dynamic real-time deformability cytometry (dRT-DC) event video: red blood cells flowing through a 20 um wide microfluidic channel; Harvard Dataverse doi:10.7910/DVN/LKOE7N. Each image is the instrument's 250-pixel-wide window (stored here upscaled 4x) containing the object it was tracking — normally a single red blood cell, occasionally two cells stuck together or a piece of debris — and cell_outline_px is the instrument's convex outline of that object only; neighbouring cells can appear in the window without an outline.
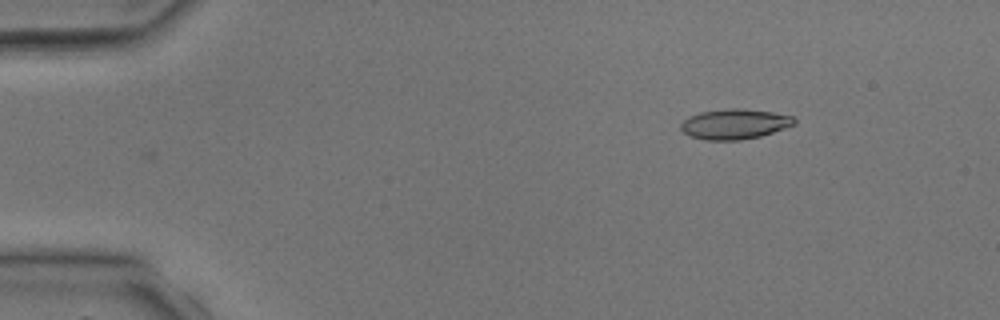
{"species": "common noctule bat (a hibernating species)", "species_latin": "Nyctalus noctula", "temperature_condition": "room temperature", "stored_images_in_passage": 3, "camera_frame_rate_fps": 3000, "um_per_image_px": 0.085, "animal": {"sex": "male", "body_mass_g": 17.9, "forearm_length_mm": 54.2}, "frame": {"image": 1, "passage_image": 1, "time_ms": 0.0, "image_size_px": [1000, 320], "cell_outline_px": [[796, 124], [760, 136], [740, 140], [704, 140], [692, 136], [684, 132], [680, 128], [680, 124], [688, 116], [700, 112], [728, 108], [740, 108], [772, 112], [792, 116], [796, 120]], "centroid_in_image_um": [62.43, 10.54], "position_along_channel_um": 22.6, "area_um2": 19.88}}